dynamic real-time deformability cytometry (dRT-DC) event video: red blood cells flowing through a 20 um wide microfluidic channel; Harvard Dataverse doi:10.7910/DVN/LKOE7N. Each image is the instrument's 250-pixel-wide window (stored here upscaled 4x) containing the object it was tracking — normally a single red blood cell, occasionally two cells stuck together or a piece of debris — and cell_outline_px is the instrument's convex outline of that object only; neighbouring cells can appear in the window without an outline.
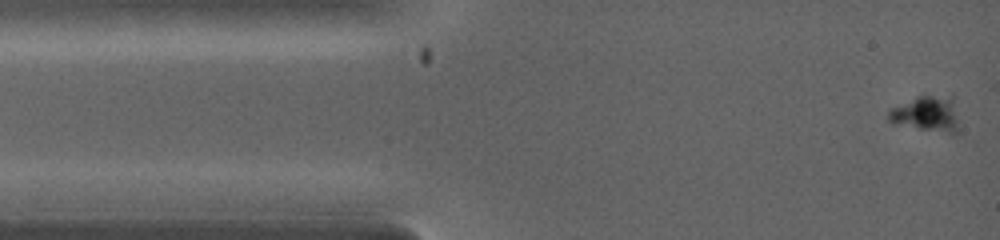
{"species": "common noctule bat (a hibernating species)", "species_latin": "Nyctalus noctula", "temperature_condition": "warm", "stored_images_in_passage": 3, "camera_frame_rate_fps": 5000, "um_per_image_px": 0.085, "animal": {"sex": "female", "body_mass_g": 19.0, "forearm_length_mm": 53.3}, "frame": {"image": 1, "passage_image": 1, "time_ms": 0.0, "image_size_px": [1000, 240], "cell_outline_px": [[956, 136], [892, 124], [888, 120], [888, 108], [916, 96], [952, 92], [956, 120]], "centroid_in_image_um": [78.74, 9.65], "position_along_channel_um": 6.3, "area_um2": 15.49}}